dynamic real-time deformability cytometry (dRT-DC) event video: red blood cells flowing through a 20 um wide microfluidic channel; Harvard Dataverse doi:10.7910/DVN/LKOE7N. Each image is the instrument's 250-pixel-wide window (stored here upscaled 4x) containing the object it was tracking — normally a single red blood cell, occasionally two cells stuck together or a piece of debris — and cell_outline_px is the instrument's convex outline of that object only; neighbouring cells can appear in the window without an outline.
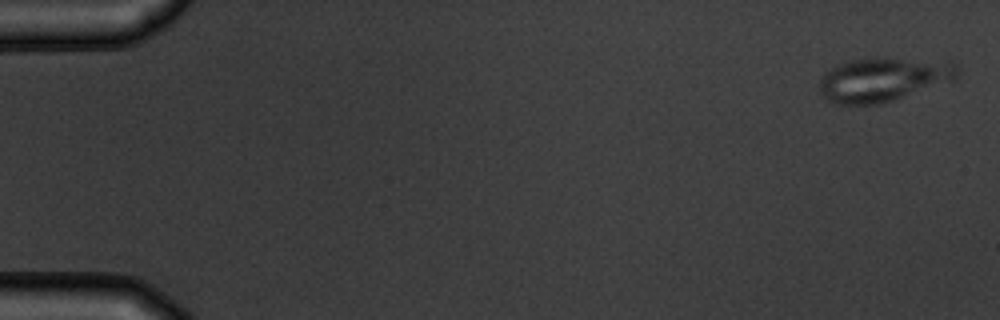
{"species": "common noctule bat (a hibernating species)", "species_latin": "Nyctalus noctula", "temperature_condition": "warm", "stored_images_in_passage": 5, "camera_frame_rate_fps": 3000, "um_per_image_px": 0.085, "animal": {"sex": "male", "body_mass_g": 19.5, "forearm_length_mm": 54.6}, "frame": {"image": 1, "passage_image": 1, "time_ms": 0.0, "image_size_px": [1000, 320], "cell_outline_px": [[960, 68], [956, 76], [952, 80], [880, 104], [836, 104], [828, 100], [820, 92], [820, 80], [824, 72], [840, 64], [852, 60], [900, 60], [956, 64]], "centroid_in_image_um": [74.97, 6.81], "position_along_channel_um": 10.0, "area_um2": 33.47}}